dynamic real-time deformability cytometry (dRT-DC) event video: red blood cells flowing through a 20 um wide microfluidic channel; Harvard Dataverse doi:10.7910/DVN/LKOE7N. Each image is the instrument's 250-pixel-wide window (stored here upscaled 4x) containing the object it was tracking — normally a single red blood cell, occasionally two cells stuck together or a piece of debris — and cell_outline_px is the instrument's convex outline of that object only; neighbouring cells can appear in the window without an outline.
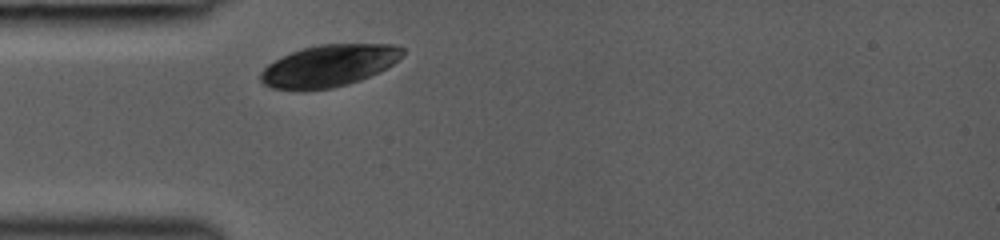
{"species": "common noctule bat (a hibernating species)", "species_latin": "Nyctalus noctula", "temperature_condition": "room temperature", "stored_images_in_passage": 19, "camera_frame_rate_fps": 3000, "um_per_image_px": 0.085, "animal": {"sex": "female", "body_mass_g": 19.0, "forearm_length_mm": 53.3}, "frame": {"image": 1, "passage_image": 1, "time_ms": 0.0, "image_size_px": [1000, 240], "cell_outline_px": [[404, 52], [392, 64], [360, 80], [348, 84], [332, 88], [304, 92], [272, 88], [264, 84], [260, 80], [260, 72], [268, 64], [292, 52], [304, 48], [320, 44], [396, 44], [404, 48]], "centroid_in_image_um": [27.91, 5.61], "position_along_channel_um": 57.1, "area_um2": 34.62}}
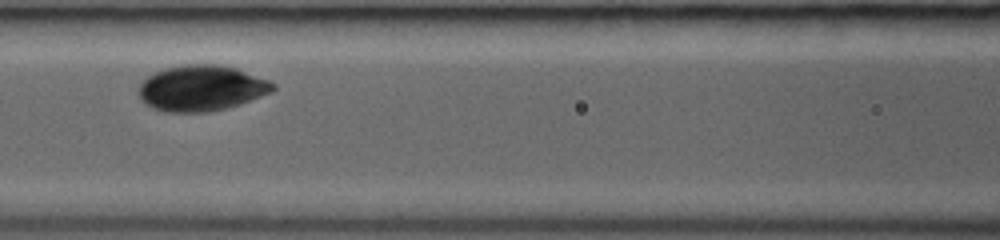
{"frame": {"image": 2, "passage_image": 6, "time_ms": 2.333, "image_size_px": [1000, 240], "cell_outline_px": [[276, 88], [272, 92], [240, 104], [208, 112], [172, 112], [156, 108], [144, 104], [140, 100], [140, 84], [148, 76], [164, 68], [184, 64], [220, 64], [236, 68], [268, 80], [276, 84]], "centroid_in_image_um": [17.14, 7.48], "position_along_channel_um": 149.5, "area_um2": 35.6}}
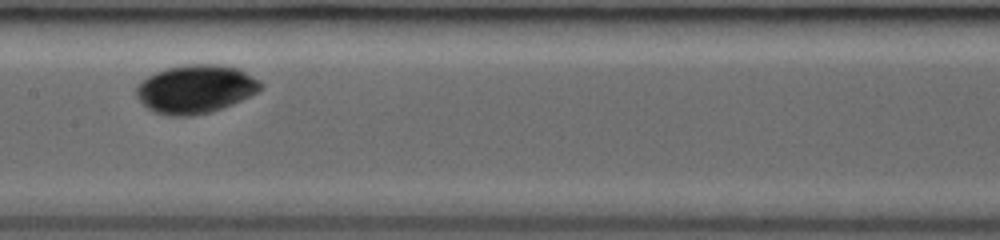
{"frame": {"image": 3, "passage_image": 8, "time_ms": 3.333, "image_size_px": [1000, 240], "cell_outline_px": [[264, 88], [232, 104], [208, 112], [192, 116], [172, 116], [152, 112], [136, 96], [136, 88], [140, 80], [156, 72], [168, 68], [184, 64], [220, 64], [240, 68], [260, 80], [264, 84]], "centroid_in_image_um": [16.63, 7.55], "position_along_channel_um": 190.8, "area_um2": 35.2}}